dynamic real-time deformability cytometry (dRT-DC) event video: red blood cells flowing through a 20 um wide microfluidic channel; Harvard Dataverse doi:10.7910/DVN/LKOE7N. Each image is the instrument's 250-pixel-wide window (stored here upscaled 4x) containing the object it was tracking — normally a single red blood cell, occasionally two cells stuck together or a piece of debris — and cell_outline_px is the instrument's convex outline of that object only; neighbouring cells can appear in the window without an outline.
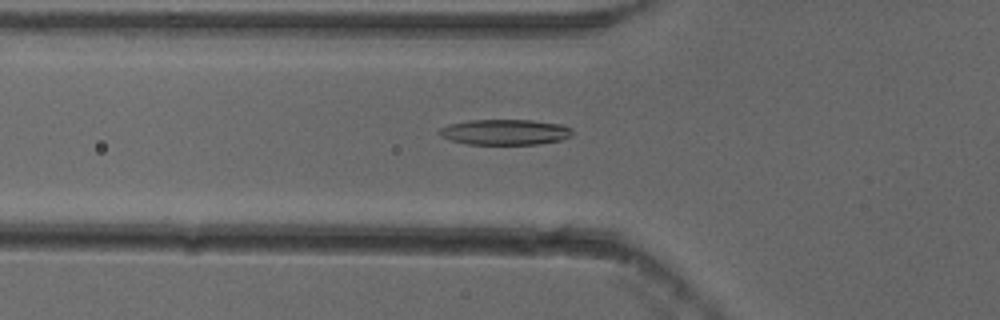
{"species": "common noctule bat (a hibernating species)", "species_latin": "Nyctalus noctula", "temperature_condition": "cold", "stored_images_in_passage": 51, "camera_frame_rate_fps": 3000, "um_per_image_px": 0.085, "animal": {"sex": "female"}, "frame": {"image": 1, "passage_image": 17, "time_ms": 5.333, "image_size_px": [1000, 320], "cell_outline_px": [[572, 136], [560, 140], [536, 144], [468, 144], [452, 140], [440, 136], [436, 132], [440, 128], [448, 124], [468, 120], [532, 120], [560, 124], [572, 128]], "centroid_in_image_um": [42.9, 11.22], "position_along_channel_um": 82.9, "area_um2": 19.83}}
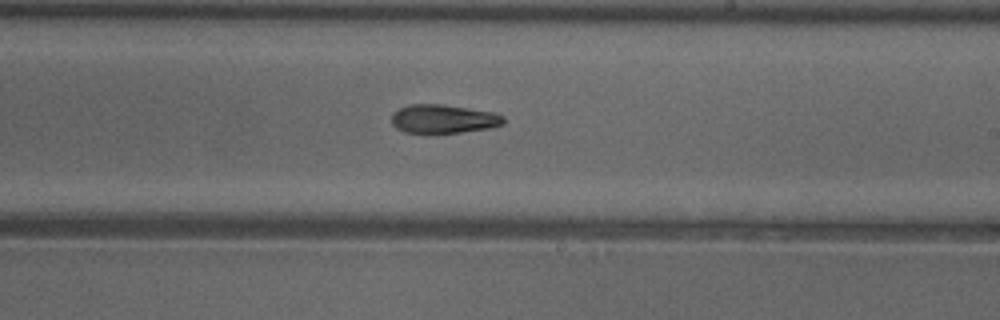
{"frame": {"image": 2, "passage_image": 30, "time_ms": 9.667, "image_size_px": [1000, 320], "cell_outline_px": [[504, 124], [492, 128], [460, 132], [404, 132], [396, 128], [392, 124], [392, 112], [408, 104], [444, 104], [492, 112], [504, 116]], "centroid_in_image_um": [37.69, 10.09], "position_along_channel_um": 251.3, "area_um2": 18.67}}
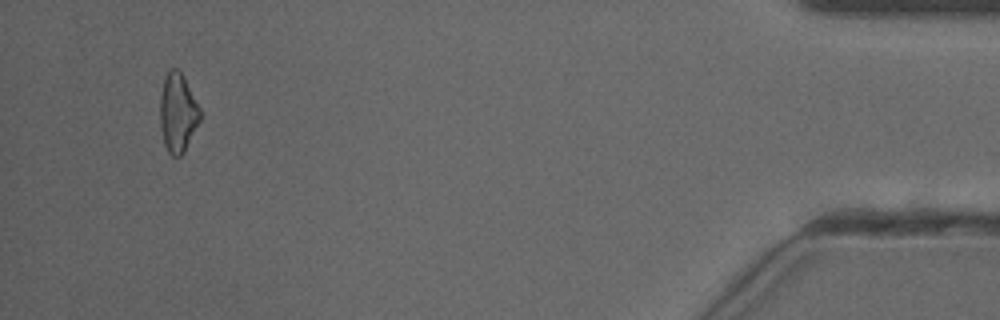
{"frame": {"image": 3, "passage_image": 49, "time_ms": 16.0, "image_size_px": [1000, 320], "cell_outline_px": [[200, 120], [184, 152], [180, 156], [172, 156], [168, 152], [164, 144], [160, 124], [160, 96], [164, 76], [172, 68], [176, 68], [180, 72], [200, 108]], "centroid_in_image_um": [15.09, 9.61], "position_along_channel_um": 420.1, "area_um2": 18.15}}